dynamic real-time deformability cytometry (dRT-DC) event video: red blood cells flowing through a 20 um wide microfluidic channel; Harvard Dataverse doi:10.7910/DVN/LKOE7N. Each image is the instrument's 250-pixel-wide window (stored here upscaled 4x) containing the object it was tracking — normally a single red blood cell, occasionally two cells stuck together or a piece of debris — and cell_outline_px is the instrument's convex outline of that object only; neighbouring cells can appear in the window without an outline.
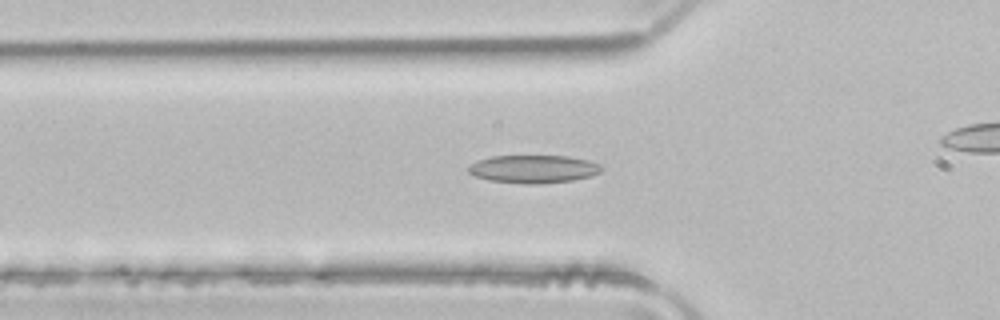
{"species": "common noctule bat (a hibernating species)", "species_latin": "Nyctalus noctula", "temperature_condition": "room temperature", "stored_images_in_passage": 42, "camera_frame_rate_fps": 3000, "um_per_image_px": 0.085, "animal": {"sex": "male", "body_mass_g": 21.5, "forearm_length_mm": 52.0}, "frame": {"image": 1, "passage_image": 16, "time_ms": 5.0, "image_size_px": [1000, 320], "cell_outline_px": [[604, 168], [600, 172], [592, 176], [572, 180], [536, 184], [528, 184], [488, 180], [476, 176], [468, 172], [468, 168], [472, 164], [480, 160], [492, 156], [568, 156], [588, 160], [600, 164]], "centroid_in_image_um": [45.39, 14.36], "position_along_channel_um": 80.4, "area_um2": 21.56}}
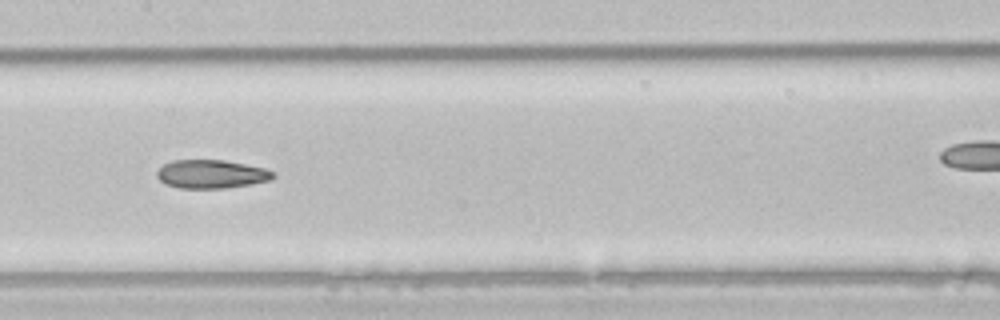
{"frame": {"image": 2, "passage_image": 24, "time_ms": 7.667, "image_size_px": [1000, 320], "cell_outline_px": [[276, 176], [268, 180], [228, 188], [180, 188], [164, 184], [156, 176], [156, 172], [164, 164], [172, 160], [224, 160], [264, 168], [276, 172]], "centroid_in_image_um": [17.94, 14.79], "position_along_channel_um": 189.5, "area_um2": 19.25}}
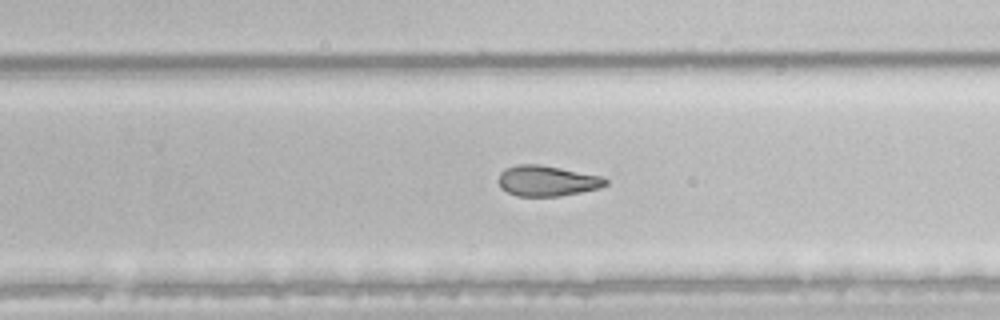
{"frame": {"image": 3, "passage_image": 31, "time_ms": 10.0, "image_size_px": [1000, 320], "cell_outline_px": [[608, 184], [600, 188], [560, 196], [516, 196], [500, 188], [500, 172], [504, 168], [516, 164], [536, 164], [560, 168], [604, 176], [608, 180]], "centroid_in_image_um": [46.52, 15.37], "position_along_channel_um": 283.3, "area_um2": 19.13}, "authors_computed_cell_mechanics": {"area_um2": 20.6924, "velocity_mm_per_s": 4.0466, "shape_relaxation_time_tau1_ms": null, "shape_relaxation_time_tau2_ms": 5.0396, "deformation_change_tau1": null, "deformation_change_tau2": 0.1336}}